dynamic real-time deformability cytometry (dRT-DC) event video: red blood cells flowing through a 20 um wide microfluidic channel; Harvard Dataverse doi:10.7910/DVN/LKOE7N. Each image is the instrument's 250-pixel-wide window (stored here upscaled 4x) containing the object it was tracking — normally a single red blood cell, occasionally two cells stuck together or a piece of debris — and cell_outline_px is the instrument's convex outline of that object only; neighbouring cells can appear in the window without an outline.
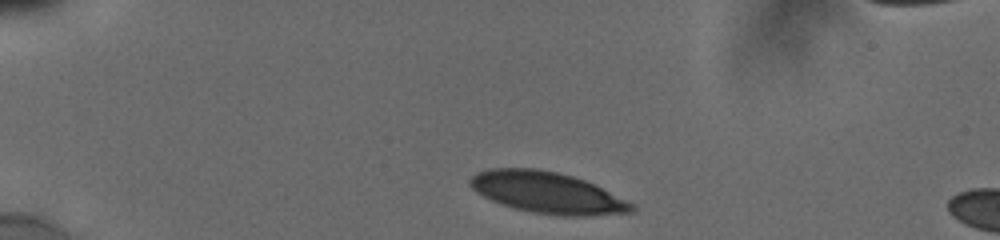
{"species": "human", "species_latin": "Homo sapiens", "temperature_condition": "cold", "stored_images_in_passage": 4, "camera_frame_rate_fps": 3000, "um_per_image_px": 0.085, "donor": {"sex": "male"}, "frame": {"image": 1, "passage_image": 1, "time_ms": 0.0, "image_size_px": [1000, 240], "cell_outline_px": [[636, 212], [592, 216], [560, 216], [532, 212], [512, 208], [500, 204], [476, 192], [468, 184], [468, 180], [476, 172], [488, 168], [536, 168], [556, 172], [572, 176], [596, 184], [636, 204]], "centroid_in_image_um": [46.56, 16.38], "position_along_channel_um": 38.4, "area_um2": 39.54}}